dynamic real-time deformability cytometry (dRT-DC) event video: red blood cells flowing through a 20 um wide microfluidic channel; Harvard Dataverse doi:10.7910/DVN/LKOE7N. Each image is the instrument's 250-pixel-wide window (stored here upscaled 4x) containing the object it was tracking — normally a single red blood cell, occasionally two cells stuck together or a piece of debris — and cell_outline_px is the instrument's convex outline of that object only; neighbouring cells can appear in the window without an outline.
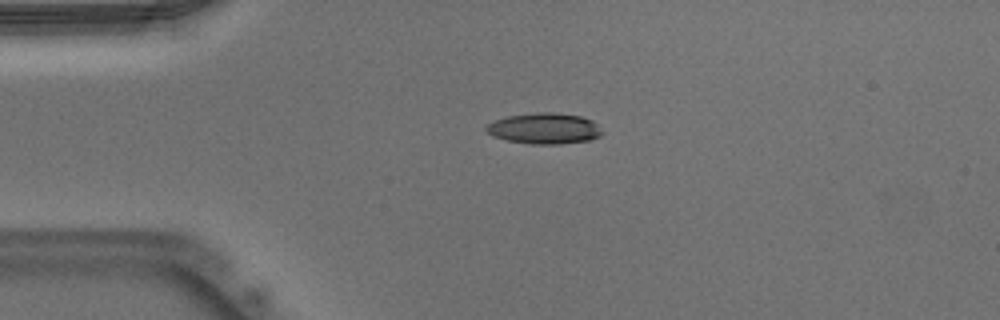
{"species": "Egyptian fruit bat (a non-hibernating species)", "species_latin": "Rousettus aegyptiacus", "temperature_condition": "warm", "stored_images_in_passage": 51, "camera_frame_rate_fps": 3000, "um_per_image_px": 0.085, "animal": {"sex": "male"}, "frame": {"image": 1, "passage_image": 12, "time_ms": 3.667, "image_size_px": [1000, 320], "cell_outline_px": [[604, 132], [600, 136], [588, 140], [560, 144], [532, 144], [508, 140], [492, 136], [484, 128], [488, 124], [496, 120], [508, 116], [540, 112], [552, 112], [580, 116], [592, 120]], "centroid_in_image_um": [46.28, 10.92], "position_along_channel_um": 38.7, "area_um2": 20.69}}
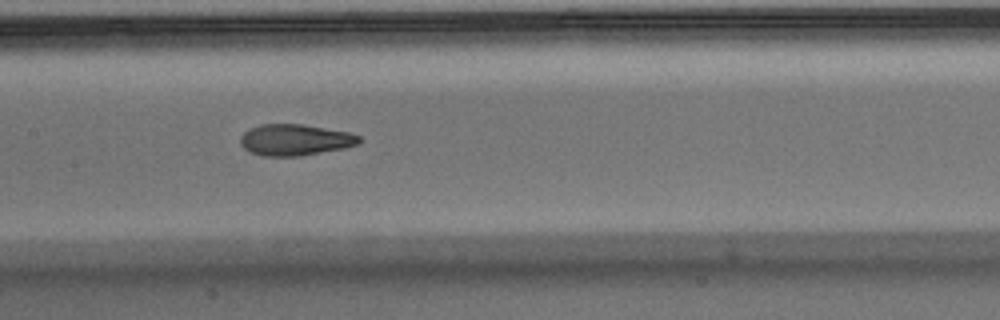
{"frame": {"image": 2, "passage_image": 25, "time_ms": 8.0, "image_size_px": [1000, 320], "cell_outline_px": [[360, 140], [356, 144], [344, 148], [300, 156], [260, 156], [244, 148], [240, 144], [240, 136], [244, 132], [260, 124], [304, 124], [348, 132], [360, 136]], "centroid_in_image_um": [25.05, 11.89], "position_along_channel_um": 182.3, "area_um2": 21.56}}
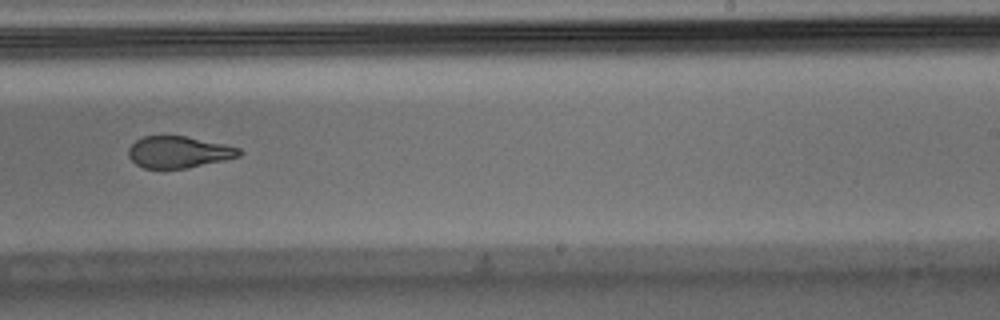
{"frame": {"image": 3, "passage_image": 32, "time_ms": 10.333, "image_size_px": [1000, 320], "cell_outline_px": [[244, 152], [240, 156], [224, 160], [184, 168], [144, 168], [136, 164], [128, 156], [128, 148], [136, 140], [144, 136], [184, 136], [224, 144], [240, 148]], "centroid_in_image_um": [15.19, 12.92], "position_along_channel_um": 273.8, "area_um2": 20.23}, "authors_computed_cell_mechanics": {"area_um2": 21.675, "velocity_mm_per_s": 3.9329, "shape_relaxation_time_tau1_ms": null, "shape_relaxation_time_tau2_ms": 1.9421, "deformation_change_tau1": null, "deformation_change_tau2": 0.0941}}